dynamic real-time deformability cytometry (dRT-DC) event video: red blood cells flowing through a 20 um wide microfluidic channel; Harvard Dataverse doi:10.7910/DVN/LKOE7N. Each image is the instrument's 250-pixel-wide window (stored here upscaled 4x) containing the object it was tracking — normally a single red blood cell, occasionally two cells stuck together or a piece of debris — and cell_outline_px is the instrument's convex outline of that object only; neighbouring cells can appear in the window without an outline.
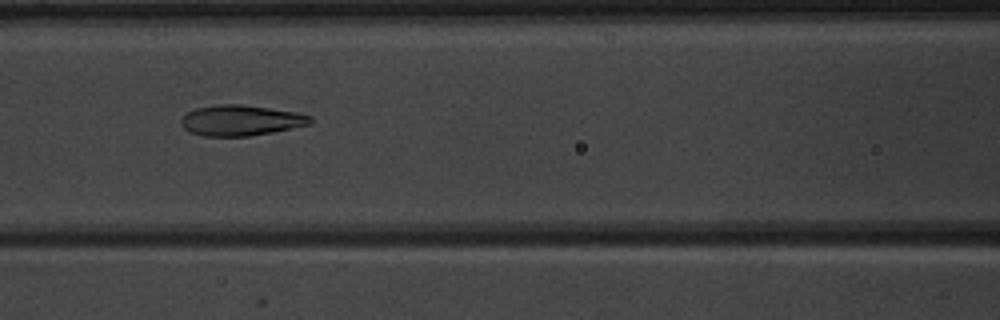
{"species": "common noctule bat (a hibernating species)", "species_latin": "Nyctalus noctula", "temperature_condition": "warm", "stored_images_in_passage": 8, "camera_frame_rate_fps": 3000, "um_per_image_px": 0.085, "animal": {"sex": "male", "body_mass_g": 20.1, "forearm_length_mm": 53.5}, "frame": {"image": 1, "passage_image": 6, "time_ms": 6.0, "image_size_px": [1000, 320], "cell_outline_px": [[312, 120], [308, 124], [272, 132], [248, 136], [204, 136], [192, 132], [184, 128], [180, 124], [180, 120], [188, 112], [196, 108], [216, 104], [240, 104], [296, 112], [312, 116]], "centroid_in_image_um": [20.44, 10.22], "position_along_channel_um": 146.2, "area_um2": 22.77}}
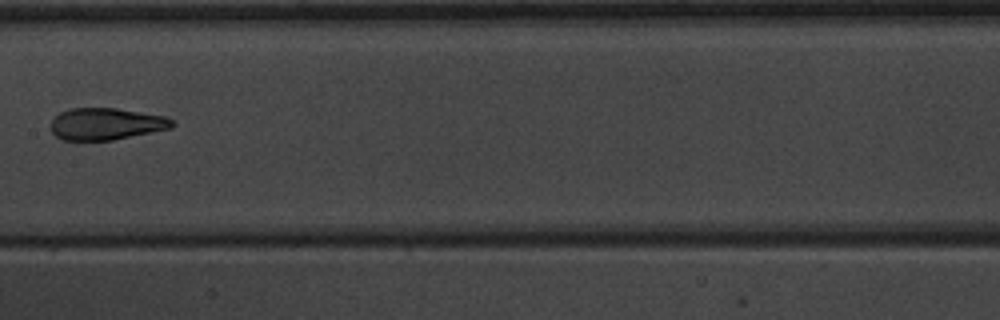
{"frame": {"image": 2, "passage_image": 7, "time_ms": 7.333, "image_size_px": [1000, 320], "cell_outline_px": [[176, 124], [172, 128], [112, 140], [64, 140], [56, 136], [52, 132], [52, 120], [60, 112], [72, 108], [116, 108], [164, 116], [172, 120]], "centroid_in_image_um": [9.03, 10.53], "position_along_channel_um": 198.4, "area_um2": 22.37}}
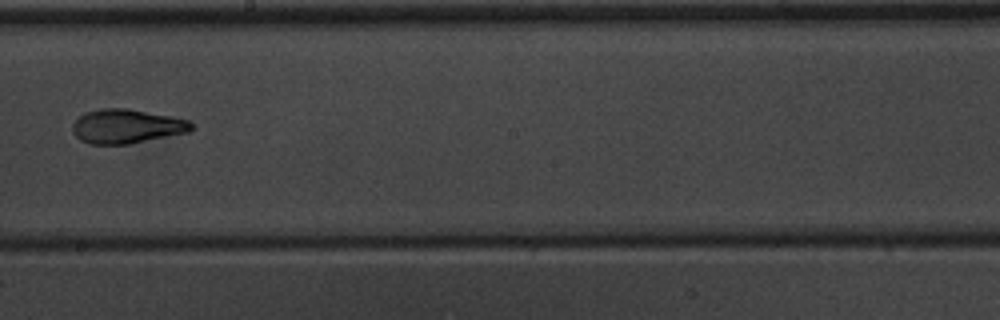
{"frame": {"image": 3, "passage_image": 8, "time_ms": 8.333, "image_size_px": [1000, 320], "cell_outline_px": [[192, 128], [188, 132], [128, 144], [88, 144], [80, 140], [72, 132], [72, 124], [80, 116], [88, 112], [104, 108], [128, 108], [172, 116], [188, 120], [192, 124]], "centroid_in_image_um": [10.74, 10.74], "position_along_channel_um": 237.5, "area_um2": 23.52}}